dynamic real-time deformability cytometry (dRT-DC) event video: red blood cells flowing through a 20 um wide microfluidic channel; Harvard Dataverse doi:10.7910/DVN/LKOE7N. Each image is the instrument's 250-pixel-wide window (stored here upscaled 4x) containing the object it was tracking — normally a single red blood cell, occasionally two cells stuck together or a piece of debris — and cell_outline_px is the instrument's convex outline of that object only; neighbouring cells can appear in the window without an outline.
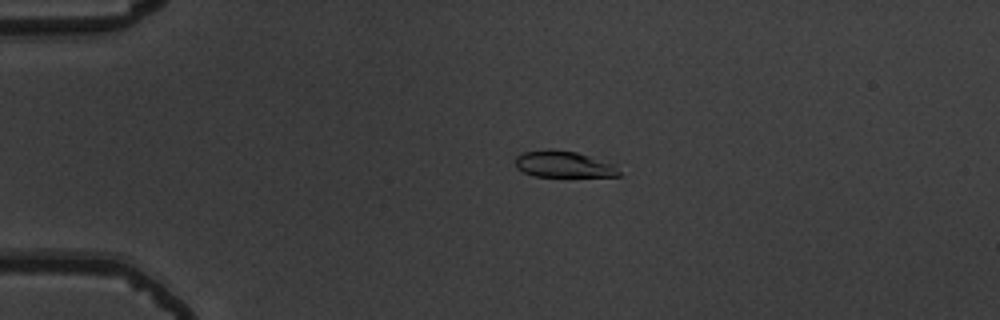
{"species": "common noctule bat (a hibernating species)", "species_latin": "Nyctalus noctula", "temperature_condition": "warm", "stored_images_in_passage": 43, "camera_frame_rate_fps": 3000, "um_per_image_px": 0.085, "animal": {"sex": "male", "body_mass_g": 19.5, "forearm_length_mm": 54.6}, "frame": {"image": 1, "passage_image": 1, "time_ms": 0.0, "image_size_px": [1000, 320], "cell_outline_px": [[620, 176], [532, 176], [516, 168], [516, 156], [524, 152], [552, 148], [576, 152], [616, 164], [620, 172]], "centroid_in_image_um": [47.91, 13.95], "position_along_channel_um": 37.1, "area_um2": 16.01}}
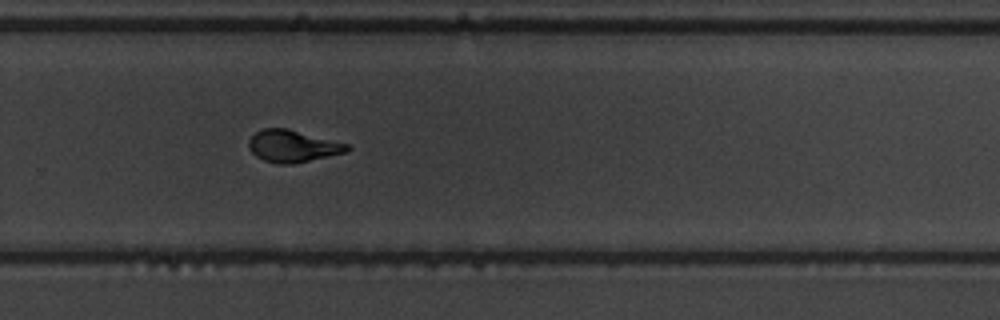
{"frame": {"image": 2, "passage_image": 26, "time_ms": 8.333, "image_size_px": [1000, 320], "cell_outline_px": [[352, 148], [348, 152], [292, 164], [280, 164], [264, 160], [256, 156], [252, 152], [248, 144], [248, 140], [256, 132], [264, 128], [288, 128], [348, 144]], "centroid_in_image_um": [24.9, 12.42], "position_along_channel_um": 304.9, "area_um2": 18.32}}
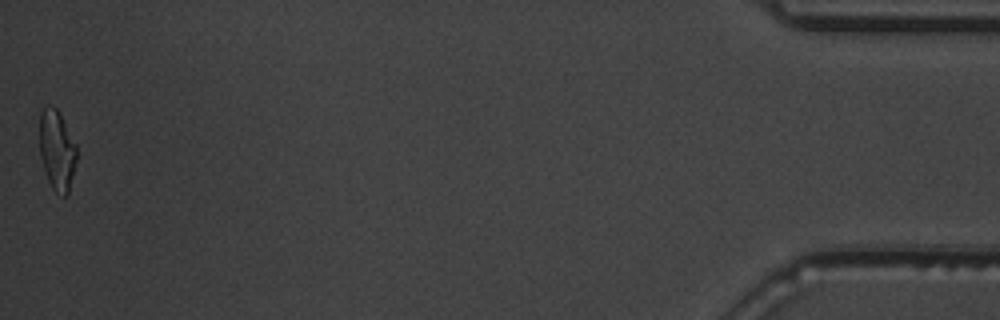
{"frame": {"image": 3, "passage_image": 43, "time_ms": 14.0, "image_size_px": [1000, 320], "cell_outline_px": [[76, 160], [68, 192], [64, 196], [56, 192], [52, 188], [48, 180], [40, 156], [40, 112], [48, 104], [52, 104], [60, 112], [76, 144]], "centroid_in_image_um": [4.83, 12.71], "position_along_channel_um": 430.4, "area_um2": 17.22}, "authors_computed_cell_mechanics": {"area_um2": 18.207, "velocity_mm_per_s": 3.757, "shape_relaxation_time_tau1_ms": 3.7619, "shape_relaxation_time_tau2_ms": null, "deformation_change_tau1": 0.1968, "deformation_change_tau2": null}}